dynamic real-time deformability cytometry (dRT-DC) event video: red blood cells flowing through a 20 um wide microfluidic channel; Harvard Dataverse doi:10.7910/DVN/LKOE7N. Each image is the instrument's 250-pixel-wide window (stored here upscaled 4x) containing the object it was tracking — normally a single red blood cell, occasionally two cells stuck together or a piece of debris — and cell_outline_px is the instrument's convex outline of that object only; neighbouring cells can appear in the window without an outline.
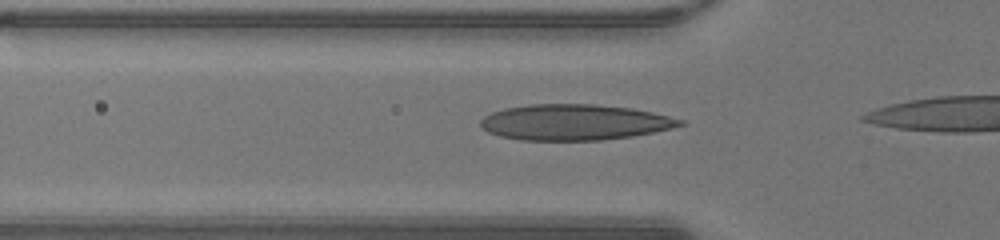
{"species": "human", "species_latin": "Homo sapiens", "temperature_condition": "warm", "stored_images_in_passage": 12, "camera_frame_rate_fps": 3000, "um_per_image_px": 0.085, "donor": {"sex": "male"}, "frame": {"image": 1, "passage_image": 7, "time_ms": 2.0, "image_size_px": [1000, 240], "cell_outline_px": [[688, 124], [672, 128], [632, 136], [600, 140], [520, 140], [500, 136], [488, 132], [480, 124], [480, 120], [484, 116], [492, 112], [504, 108], [528, 104], [592, 104], [632, 108], [652, 112], [684, 120]], "centroid_in_image_um": [48.83, 10.39], "position_along_channel_um": 77.0, "area_um2": 41.62}}
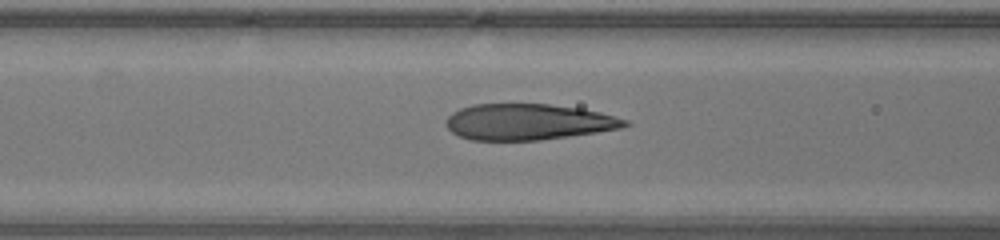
{"frame": {"image": 2, "passage_image": 10, "time_ms": 3.0, "image_size_px": [1000, 240], "cell_outline_px": [[632, 124], [620, 128], [596, 132], [540, 140], [472, 140], [460, 136], [452, 132], [444, 124], [444, 120], [452, 112], [460, 108], [472, 104], [548, 104], [580, 108], [600, 112], [628, 120]], "centroid_in_image_um": [44.87, 10.35], "position_along_channel_um": 121.7, "area_um2": 37.63}}